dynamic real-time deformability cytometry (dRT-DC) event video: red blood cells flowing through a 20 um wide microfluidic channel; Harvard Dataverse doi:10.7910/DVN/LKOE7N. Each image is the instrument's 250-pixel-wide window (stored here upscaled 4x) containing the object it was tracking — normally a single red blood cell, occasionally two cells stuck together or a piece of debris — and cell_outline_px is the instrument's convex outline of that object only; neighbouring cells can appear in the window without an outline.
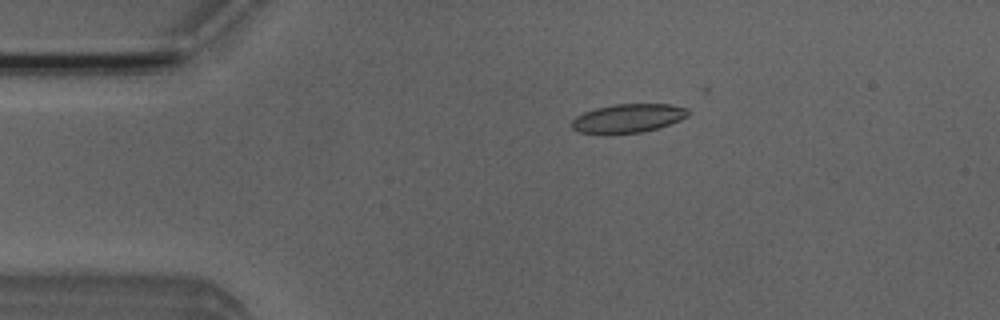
{"species": "Egyptian fruit bat (a non-hibernating species)", "species_latin": "Rousettus aegyptiacus", "temperature_condition": "room temperature", "stored_images_in_passage": 5, "camera_frame_rate_fps": 3000, "um_per_image_px": 0.085, "animal": {"sex": "male"}, "frame": {"image": 1, "passage_image": 3, "time_ms": 2.333, "image_size_px": [1000, 320], "cell_outline_px": [[688, 116], [680, 120], [660, 128], [644, 132], [580, 132], [572, 128], [572, 120], [576, 116], [584, 112], [596, 108], [616, 104], [672, 104], [688, 108]], "centroid_in_image_um": [53.45, 10.03], "position_along_channel_um": 31.6, "area_um2": 19.13}}